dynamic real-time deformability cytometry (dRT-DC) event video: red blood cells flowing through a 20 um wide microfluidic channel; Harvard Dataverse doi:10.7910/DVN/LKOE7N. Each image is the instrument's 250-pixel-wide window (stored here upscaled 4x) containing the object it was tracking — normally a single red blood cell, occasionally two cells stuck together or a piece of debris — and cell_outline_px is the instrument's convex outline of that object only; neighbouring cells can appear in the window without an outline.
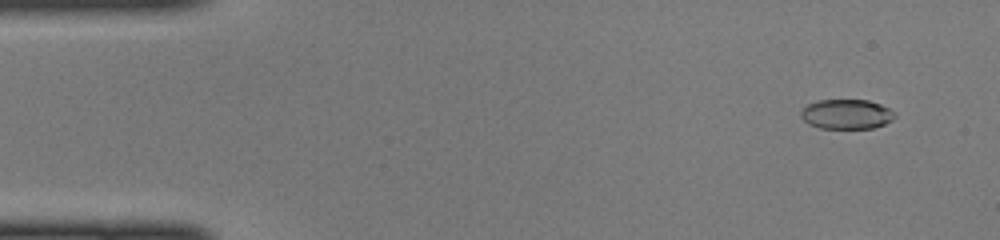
{"species": "common noctule bat (a hibernating species)", "species_latin": "Nyctalus noctula", "temperature_condition": "cold", "stored_images_in_passage": 12, "camera_frame_rate_fps": 3000, "um_per_image_px": 0.085, "animal": {"sex": "female", "body_mass_g": 22.0, "forearm_length_mm": 56.7}, "frame": {"image": 1, "passage_image": 4, "time_ms": 1.0, "image_size_px": [1000, 240], "cell_outline_px": [[896, 116], [892, 120], [884, 124], [872, 128], [820, 128], [808, 124], [800, 116], [800, 112], [808, 104], [820, 100], [868, 100], [880, 104], [896, 112]], "centroid_in_image_um": [71.96, 9.7], "position_along_channel_um": 13.0, "area_um2": 16.24}}